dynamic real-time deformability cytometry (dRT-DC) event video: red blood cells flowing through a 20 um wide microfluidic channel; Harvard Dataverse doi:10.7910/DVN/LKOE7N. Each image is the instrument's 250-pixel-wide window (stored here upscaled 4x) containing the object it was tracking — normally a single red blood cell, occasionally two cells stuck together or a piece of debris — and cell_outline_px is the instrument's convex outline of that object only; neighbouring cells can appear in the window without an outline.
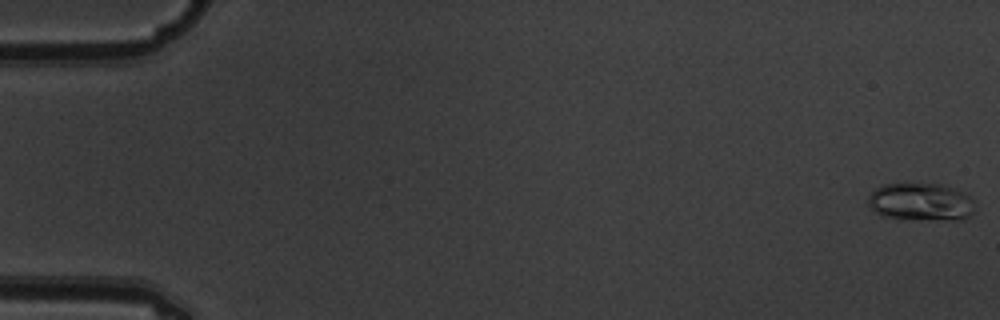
{"species": "common noctule bat (a hibernating species)", "species_latin": "Nyctalus noctula", "temperature_condition": "warm", "stored_images_in_passage": 5, "camera_frame_rate_fps": 3000, "um_per_image_px": 0.085, "animal": {"sex": "male", "body_mass_g": 19.5, "forearm_length_mm": 54.6}, "frame": {"image": 1, "passage_image": 1, "time_ms": 0.0, "image_size_px": [1000, 320], "cell_outline_px": [[972, 212], [964, 220], [896, 220], [884, 216], [876, 212], [868, 204], [868, 196], [876, 188], [884, 184], [944, 184], [956, 188], [964, 192], [972, 200]], "centroid_in_image_um": [78.26, 17.19], "position_along_channel_um": 6.7, "area_um2": 23.81}}